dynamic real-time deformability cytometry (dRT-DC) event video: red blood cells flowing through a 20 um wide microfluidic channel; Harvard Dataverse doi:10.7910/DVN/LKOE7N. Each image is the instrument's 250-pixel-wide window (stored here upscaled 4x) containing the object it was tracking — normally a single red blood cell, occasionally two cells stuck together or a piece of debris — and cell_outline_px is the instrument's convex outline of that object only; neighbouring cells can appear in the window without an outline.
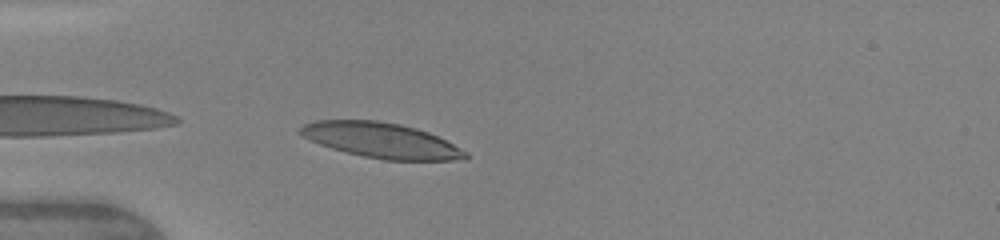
{"species": "human", "species_latin": "Homo sapiens", "temperature_condition": "warm", "stored_images_in_passage": 6, "camera_frame_rate_fps": 3000, "um_per_image_px": 0.085, "donor": {"sex": "female"}, "frame": {"image": 1, "passage_image": 3, "time_ms": 1.667, "image_size_px": [1000, 240], "cell_outline_px": [[468, 156], [452, 160], [384, 160], [364, 156], [332, 148], [320, 144], [296, 132], [304, 124], [312, 120], [376, 120], [400, 124], [416, 128], [428, 132], [468, 152]], "centroid_in_image_um": [32.36, 11.91], "position_along_channel_um": 52.6, "area_um2": 33.47}}